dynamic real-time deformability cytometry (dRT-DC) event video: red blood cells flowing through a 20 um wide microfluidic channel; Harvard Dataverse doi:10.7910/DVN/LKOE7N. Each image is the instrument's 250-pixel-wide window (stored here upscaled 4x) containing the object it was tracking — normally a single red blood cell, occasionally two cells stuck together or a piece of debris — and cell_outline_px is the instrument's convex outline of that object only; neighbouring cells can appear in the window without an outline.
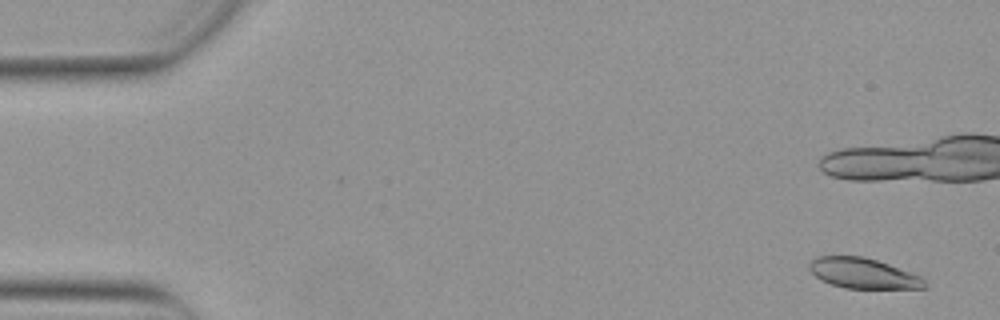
{"species": "Egyptian fruit bat (a non-hibernating species)", "species_latin": "Rousettus aegyptiacus", "temperature_condition": "warm", "stored_images_in_passage": 9, "camera_frame_rate_fps": 3000, "um_per_image_px": 0.085, "animal": {"sex": "female"}, "frame": {"image": 1, "passage_image": 3, "time_ms": 0.667, "image_size_px": [1000, 320], "cell_outline_px": [[924, 288], [844, 288], [832, 284], [816, 276], [808, 268], [808, 264], [816, 256], [864, 256], [888, 264], [920, 276], [924, 280]], "centroid_in_image_um": [73.32, 23.22], "position_along_channel_um": 11.7, "area_um2": 20.0}}